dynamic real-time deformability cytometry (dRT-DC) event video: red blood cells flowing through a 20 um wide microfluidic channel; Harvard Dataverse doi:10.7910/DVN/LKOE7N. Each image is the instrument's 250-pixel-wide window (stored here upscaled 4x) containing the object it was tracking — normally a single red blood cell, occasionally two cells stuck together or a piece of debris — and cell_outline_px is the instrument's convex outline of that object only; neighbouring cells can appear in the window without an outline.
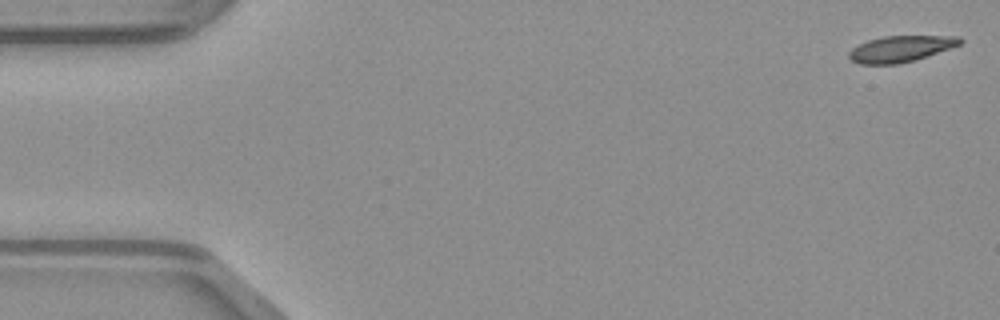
{"species": "common noctule bat (a hibernating species)", "species_latin": "Nyctalus noctula", "temperature_condition": "warm", "stored_images_in_passage": 9, "camera_frame_rate_fps": 3000, "um_per_image_px": 0.085, "animal": {"sex": "male", "body_mass_g": 23.1, "forearm_length_mm": 52.7}, "frame": {"image": 1, "passage_image": 1, "time_ms": 0.0, "image_size_px": [1000, 320], "cell_outline_px": [[964, 40], [960, 44], [916, 60], [896, 64], [860, 64], [852, 60], [848, 56], [848, 52], [852, 48], [868, 40], [884, 36], [960, 36]], "centroid_in_image_um": [76.55, 4.15], "position_along_channel_um": 8.4, "area_um2": 16.82}}